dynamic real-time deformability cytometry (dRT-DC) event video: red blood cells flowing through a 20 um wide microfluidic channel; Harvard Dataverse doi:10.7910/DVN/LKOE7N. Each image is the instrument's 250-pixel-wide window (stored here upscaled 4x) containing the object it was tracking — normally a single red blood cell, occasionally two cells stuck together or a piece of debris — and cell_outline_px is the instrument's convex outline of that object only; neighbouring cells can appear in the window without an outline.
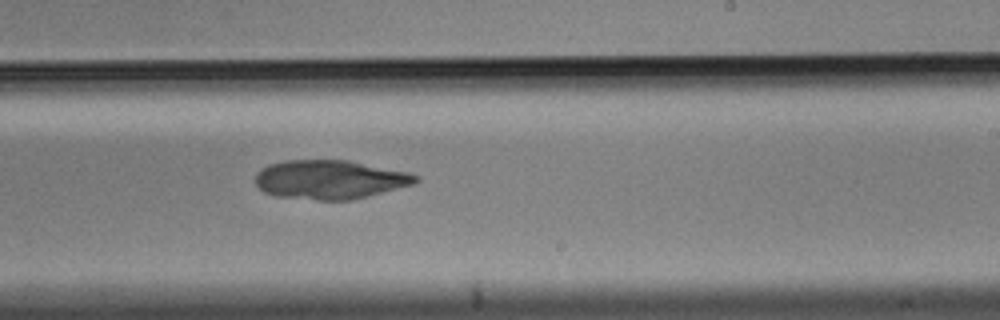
{"species": "Egyptian fruit bat (a non-hibernating species)", "species_latin": "Rousettus aegyptiacus", "temperature_condition": "cold", "stored_images_in_passage": 10, "segment_of_instrument_passage": [2, 2], "camera_frame_rate_fps": 3000, "um_per_image_px": 0.085, "animal": {"sex": "male"}, "frame": {"image": 1, "passage_image": 10, "time_ms": 3.0, "image_size_px": [1000, 320], "cell_outline_px": [[420, 180], [416, 184], [352, 200], [320, 200], [276, 196], [264, 192], [256, 184], [256, 172], [260, 168], [268, 164], [284, 160], [348, 160], [408, 172], [420, 176]], "centroid_in_image_um": [28.06, 15.26], "position_along_channel_um": 260.9, "area_um2": 36.65}}